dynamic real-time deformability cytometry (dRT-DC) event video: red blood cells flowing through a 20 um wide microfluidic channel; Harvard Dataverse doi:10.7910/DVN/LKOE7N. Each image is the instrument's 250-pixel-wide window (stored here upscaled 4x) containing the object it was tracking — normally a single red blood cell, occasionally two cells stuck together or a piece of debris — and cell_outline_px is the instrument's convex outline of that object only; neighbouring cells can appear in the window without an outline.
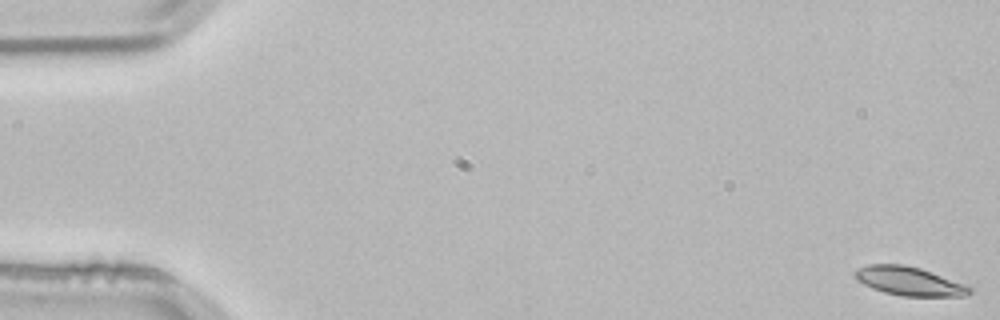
{"species": "common noctule bat (a hibernating species)", "species_latin": "Nyctalus noctula", "temperature_condition": "room temperature", "stored_images_in_passage": 54, "camera_frame_rate_fps": 3000, "um_per_image_px": 0.085, "animal": {"sex": "male", "body_mass_g": 21.5, "forearm_length_mm": 52.0}, "frame": {"image": 1, "passage_image": 1, "time_ms": 0.0, "image_size_px": [1000, 320], "cell_outline_px": [[972, 292], [964, 296], [900, 296], [884, 292], [872, 288], [856, 280], [852, 272], [856, 268], [868, 264], [904, 264], [920, 268], [972, 284]], "centroid_in_image_um": [77.34, 23.89], "position_along_channel_um": 7.7, "area_um2": 19.83}}
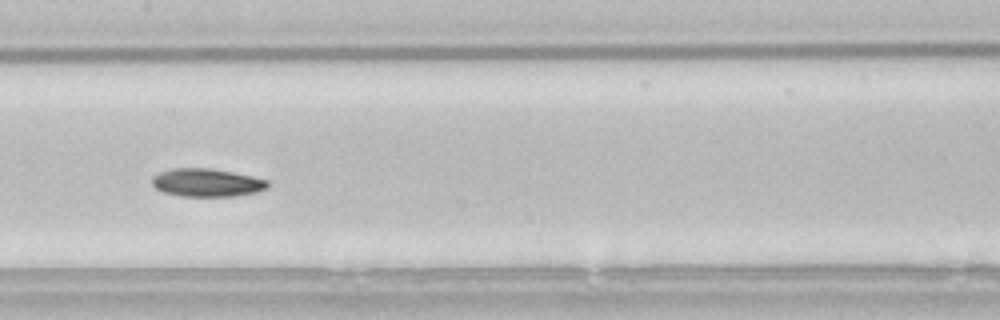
{"frame": {"image": 2, "passage_image": 27, "time_ms": 8.667, "image_size_px": [1000, 320], "cell_outline_px": [[268, 188], [256, 192], [232, 196], [180, 196], [164, 192], [156, 188], [152, 184], [152, 176], [160, 172], [172, 168], [208, 168], [232, 172], [252, 176], [268, 180]], "centroid_in_image_um": [17.57, 15.52], "position_along_channel_um": 189.8, "area_um2": 18.84}}
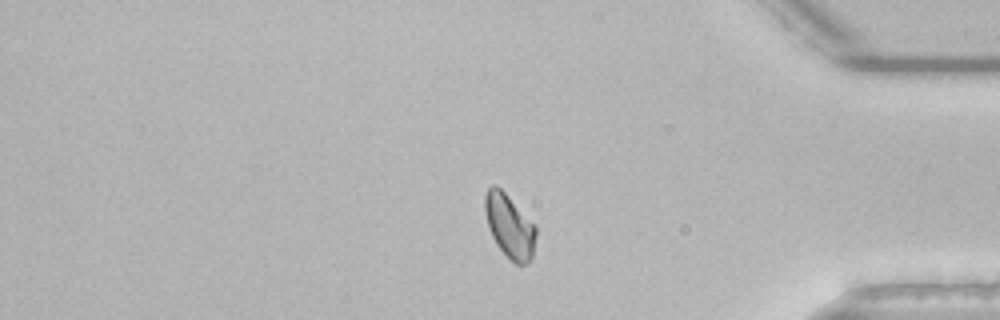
{"frame": {"image": 3, "passage_image": 45, "time_ms": 14.667, "image_size_px": [1000, 320], "cell_outline_px": [[536, 236], [532, 256], [528, 264], [516, 264], [496, 244], [488, 228], [484, 212], [484, 196], [488, 188], [492, 184], [496, 184], [504, 192], [536, 228]], "centroid_in_image_um": [43.27, 19.21], "position_along_channel_um": 391.9, "area_um2": 18.55}, "authors_computed_cell_mechanics": {"area_um2": 18.9584, "velocity_mm_per_s": 3.7983, "shape_relaxation_time_tau1_ms": 7.4811, "shape_relaxation_time_tau2_ms": 4.5989, "deformation_change_tau1": 0.1449, "deformation_change_tau2": 0.1013}}